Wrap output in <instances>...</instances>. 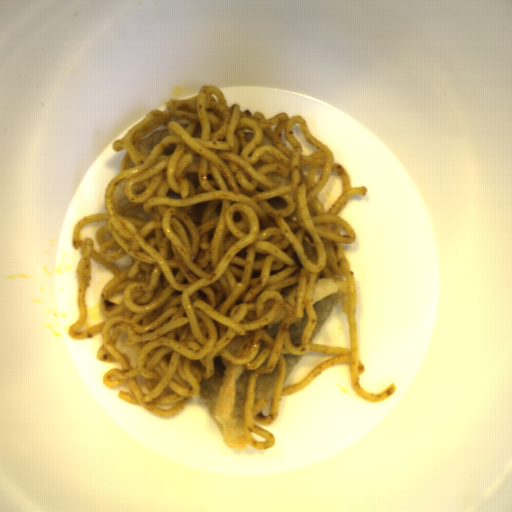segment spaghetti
Segmentation results:
<instances>
[{
    "label": "spaghetti",
    "mask_w": 512,
    "mask_h": 512,
    "mask_svg": "<svg viewBox=\"0 0 512 512\" xmlns=\"http://www.w3.org/2000/svg\"><path fill=\"white\" fill-rule=\"evenodd\" d=\"M297 123L315 154L303 155L293 134ZM112 148L124 152L105 186L106 212L87 214L72 227L71 246L80 248L78 319L67 332L80 341L101 333L96 360L120 366L105 371V387L125 382L128 392L120 390L118 398L173 417L198 396L200 382L213 376L214 358L222 356L247 369L243 432L248 446L262 451L277 438L259 424H273L282 397L296 396L333 366L348 364L349 388L362 401L394 394L393 382L377 394L361 386L358 292L342 246L356 240V231L339 215L368 188L352 187L350 173L311 136L304 117L240 111V103L228 106L219 89L202 85L188 99L147 112ZM332 171L343 191L324 213L316 196ZM92 222H108L96 232L99 253L91 238L80 239ZM126 254L134 263L120 272L112 263ZM89 257L116 277L100 298L107 322L77 332L86 316ZM333 278L350 351L311 342L310 290L315 279ZM303 310L307 321L296 345L289 328ZM120 331L137 351L135 368L114 346ZM311 351L338 356L283 387L282 354ZM269 374L277 379L265 416L267 401L255 399L257 380Z\"/></svg>",
    "instance_id": "1"
}]
</instances>
